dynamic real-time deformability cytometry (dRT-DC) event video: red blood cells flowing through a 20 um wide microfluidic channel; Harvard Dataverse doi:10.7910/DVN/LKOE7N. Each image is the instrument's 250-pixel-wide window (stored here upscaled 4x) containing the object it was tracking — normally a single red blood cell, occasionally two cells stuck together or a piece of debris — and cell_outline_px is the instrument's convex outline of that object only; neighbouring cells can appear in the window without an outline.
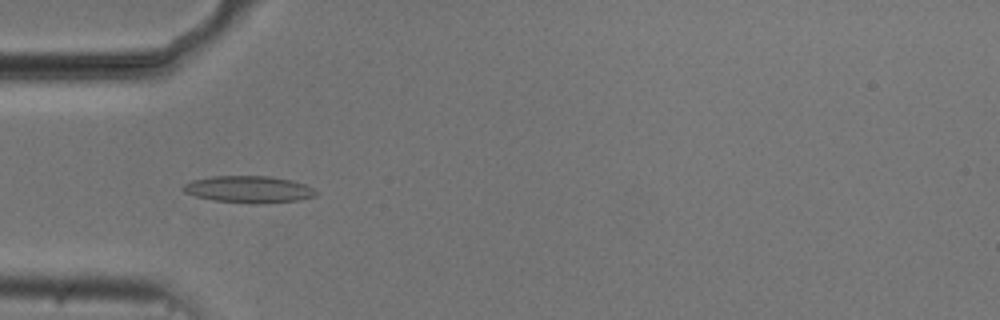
{"species": "common noctule bat (a hibernating species)", "species_latin": "Nyctalus noctula", "temperature_condition": "cold", "stored_images_in_passage": 24, "camera_frame_rate_fps": 3000, "um_per_image_px": 0.085, "animal": {"sex": "male", "body_mass_g": 20.5, "forearm_length_mm": 52.5}, "frame": {"image": 1, "passage_image": 11, "time_ms": 3.333, "image_size_px": [1000, 320], "cell_outline_px": [[320, 192], [316, 196], [300, 200], [264, 204], [260, 204], [212, 200], [196, 196], [184, 192], [180, 188], [184, 184], [192, 180], [212, 176], [268, 176], [292, 180], [304, 184]], "centroid_in_image_um": [21.17, 16.1], "position_along_channel_um": 63.8, "area_um2": 20.98}}
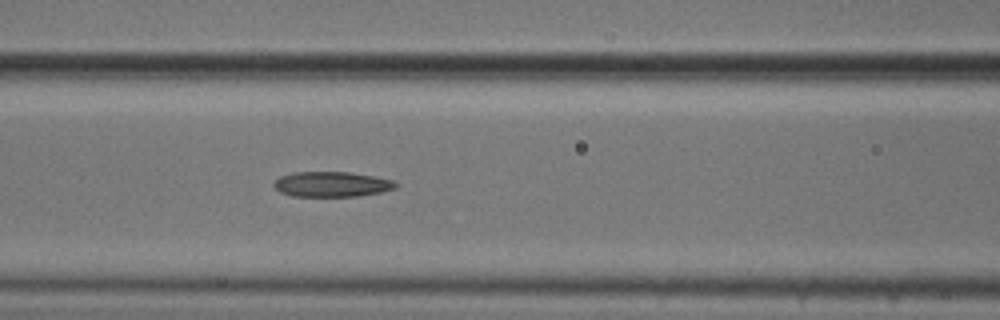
{"frame": {"image": 2, "passage_image": 17, "time_ms": 5.333, "image_size_px": [1000, 320], "cell_outline_px": [[400, 184], [396, 188], [380, 192], [356, 196], [292, 196], [280, 192], [272, 184], [280, 176], [292, 172], [348, 172], [372, 176], [392, 180]], "centroid_in_image_um": [28.19, 15.66], "position_along_channel_um": 138.4, "area_um2": 17.8}}
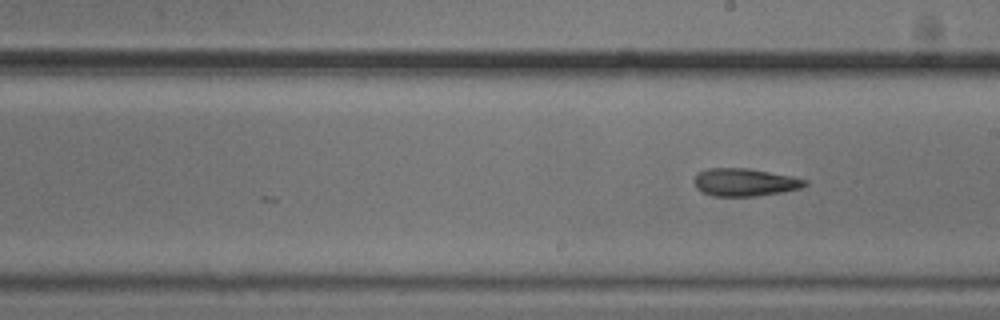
{"frame": {"image": 3, "passage_image": 24, "time_ms": 7.667, "image_size_px": [1000, 320], "cell_outline_px": [[808, 184], [800, 188], [780, 192], [756, 196], [712, 196], [700, 192], [696, 188], [692, 180], [696, 172], [708, 168], [748, 168], [792, 176], [808, 180]], "centroid_in_image_um": [63.24, 15.49], "position_along_channel_um": 225.8, "area_um2": 18.15}}